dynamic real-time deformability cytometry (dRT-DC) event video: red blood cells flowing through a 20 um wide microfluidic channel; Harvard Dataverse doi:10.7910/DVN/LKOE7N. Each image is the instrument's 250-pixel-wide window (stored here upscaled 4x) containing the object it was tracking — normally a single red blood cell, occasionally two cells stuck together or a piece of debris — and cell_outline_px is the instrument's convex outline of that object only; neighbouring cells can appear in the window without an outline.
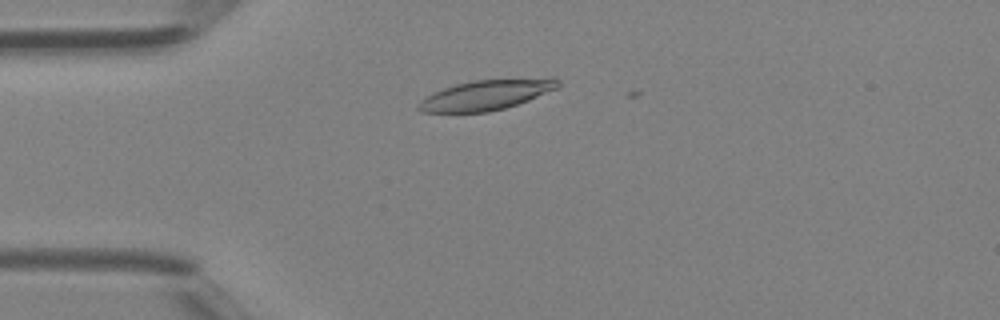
{"species": "Egyptian fruit bat (a non-hibernating species)", "species_latin": "Rousettus aegyptiacus", "temperature_condition": "room temperature", "stored_images_in_passage": 2, "camera_frame_rate_fps": 3000, "um_per_image_px": 0.085, "animal": {"sex": "female"}, "frame": {"image": 1, "passage_image": 1, "time_ms": 0.0, "image_size_px": [1000, 320], "cell_outline_px": [[560, 84], [556, 88], [528, 100], [504, 108], [488, 112], [420, 112], [416, 108], [432, 92], [456, 84], [472, 80], [552, 76], [560, 80]], "centroid_in_image_um": [41.4, 8.03], "position_along_channel_um": 43.6, "area_um2": 24.57}}